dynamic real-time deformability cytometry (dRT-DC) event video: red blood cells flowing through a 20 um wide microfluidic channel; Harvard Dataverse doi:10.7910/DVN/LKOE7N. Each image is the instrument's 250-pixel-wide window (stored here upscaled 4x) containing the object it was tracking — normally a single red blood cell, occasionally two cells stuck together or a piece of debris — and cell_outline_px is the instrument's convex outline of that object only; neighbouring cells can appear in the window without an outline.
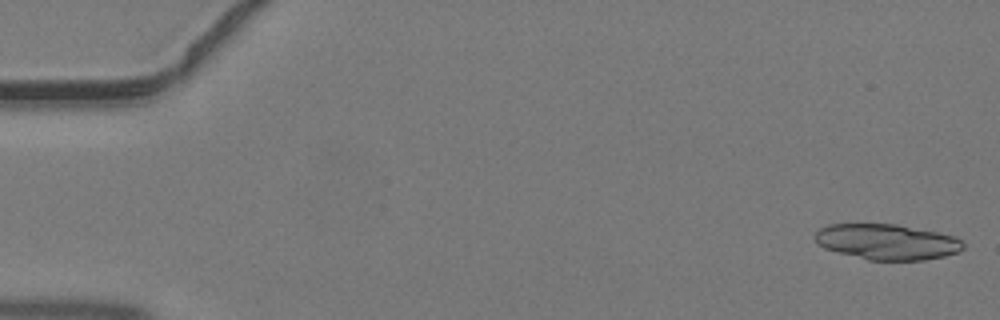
{"species": "common noctule bat (a hibernating species)", "species_latin": "Nyctalus noctula", "temperature_condition": "warm", "stored_images_in_passage": 7, "camera_frame_rate_fps": 3000, "um_per_image_px": 0.085, "animal": {"sex": "male", "body_mass_g": 19.2, "forearm_length_mm": 51.8}, "frame": {"image": 1, "passage_image": 1, "time_ms": 0.0, "image_size_px": [1000, 320], "cell_outline_px": [[964, 248], [960, 252], [944, 256], [924, 260], [868, 260], [836, 252], [824, 248], [816, 244], [816, 232], [820, 228], [828, 224], [896, 224], [940, 232], [952, 236], [960, 240], [964, 244]], "centroid_in_image_um": [75.39, 20.56], "position_along_channel_um": 9.6, "area_um2": 30.87}}